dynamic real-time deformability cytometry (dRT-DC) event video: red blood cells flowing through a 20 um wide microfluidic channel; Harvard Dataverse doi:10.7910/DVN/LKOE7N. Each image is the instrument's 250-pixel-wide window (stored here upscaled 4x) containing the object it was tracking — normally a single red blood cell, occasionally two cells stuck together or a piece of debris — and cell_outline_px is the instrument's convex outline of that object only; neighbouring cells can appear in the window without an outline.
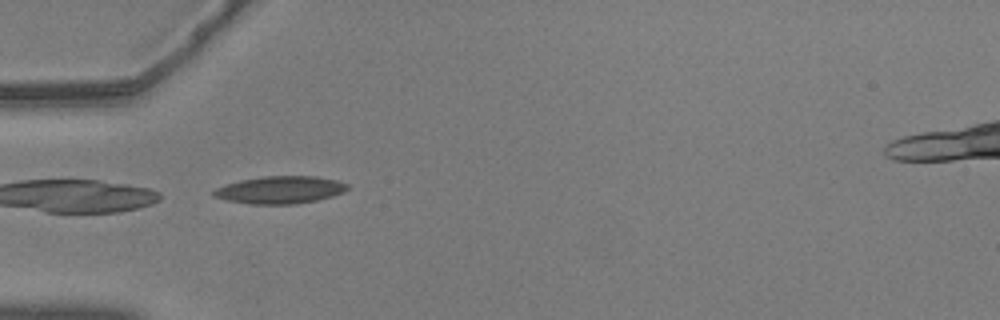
{"species": "common noctule bat (a hibernating species)", "species_latin": "Nyctalus noctula", "temperature_condition": "warm", "stored_images_in_passage": 4, "camera_frame_rate_fps": 3000, "um_per_image_px": 0.085, "animal": {"sex": "male", "body_mass_g": 20.5, "forearm_length_mm": 52.5}, "frame": {"image": 1, "passage_image": 1, "time_ms": 0.0, "image_size_px": [1000, 320], "cell_outline_px": [[352, 188], [344, 192], [332, 196], [316, 200], [296, 204], [252, 204], [228, 200], [212, 196], [212, 192], [216, 188], [224, 184], [240, 180], [260, 176], [316, 176], [336, 180], [348, 184]], "centroid_in_image_um": [23.83, 16.13], "position_along_channel_um": 61.2, "area_um2": 21.56}}